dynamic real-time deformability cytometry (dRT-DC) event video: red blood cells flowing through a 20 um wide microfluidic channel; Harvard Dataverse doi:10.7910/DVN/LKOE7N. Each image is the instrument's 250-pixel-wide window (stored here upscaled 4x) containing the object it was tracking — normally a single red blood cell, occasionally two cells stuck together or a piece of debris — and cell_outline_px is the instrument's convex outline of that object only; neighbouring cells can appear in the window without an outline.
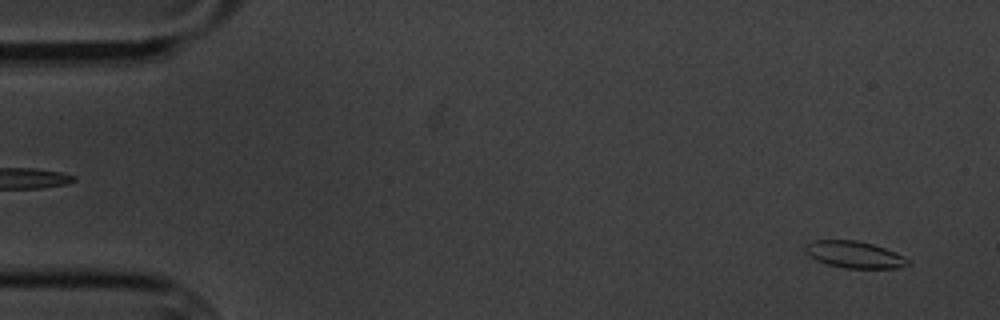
{"species": "common noctule bat (a hibernating species)", "species_latin": "Nyctalus noctula", "temperature_condition": "cold", "stored_images_in_passage": 5, "camera_frame_rate_fps": 3000, "um_per_image_px": 0.085, "animal": {"sex": "male", "body_mass_g": 20.1, "forearm_length_mm": 53.5}, "frame": {"image": 1, "passage_image": 1, "time_ms": 0.0, "image_size_px": [1000, 320], "cell_outline_px": [[912, 264], [896, 268], [848, 268], [828, 264], [816, 260], [804, 252], [804, 248], [808, 244], [816, 240], [856, 240], [872, 244], [896, 252], [904, 256]], "centroid_in_image_um": [72.64, 21.64], "position_along_channel_um": 12.4, "area_um2": 15.9}}
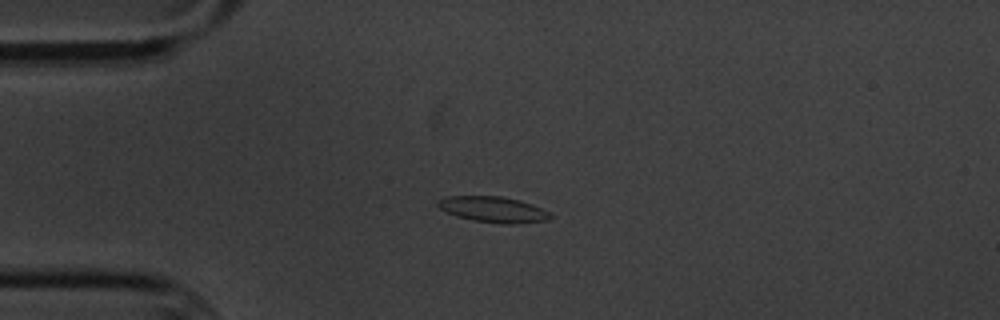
{"frame": {"image": 2, "passage_image": 4, "time_ms": 3.667, "image_size_px": [1000, 320], "cell_outline_px": [[552, 216], [548, 220], [516, 224], [504, 224], [472, 220], [456, 216], [440, 208], [436, 204], [444, 196], [500, 196], [520, 200], [532, 204], [548, 212]], "centroid_in_image_um": [41.92, 17.8], "position_along_channel_um": 43.1, "area_um2": 16.82}}